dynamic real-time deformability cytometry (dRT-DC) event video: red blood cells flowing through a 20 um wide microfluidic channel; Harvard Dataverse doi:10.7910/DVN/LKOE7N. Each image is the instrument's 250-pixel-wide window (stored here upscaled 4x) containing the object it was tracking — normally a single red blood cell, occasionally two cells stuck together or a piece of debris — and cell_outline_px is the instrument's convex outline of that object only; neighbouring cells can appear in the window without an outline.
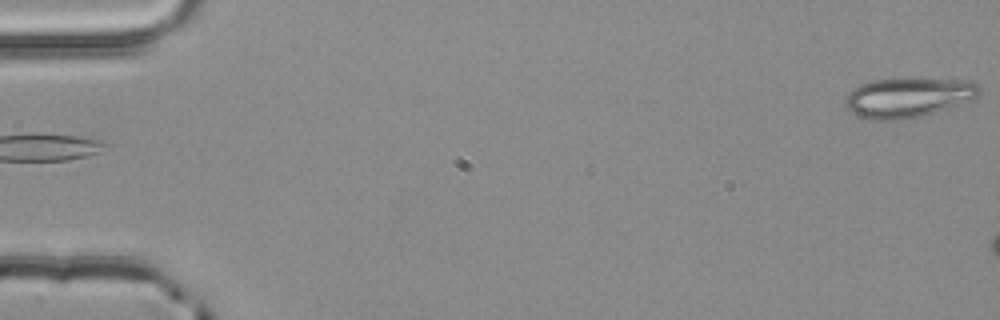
{"species": "common noctule bat (a hibernating species)", "species_latin": "Nyctalus noctula", "temperature_condition": "room temperature", "stored_images_in_passage": 4, "segment_of_instrument_passage": [2, 2], "camera_frame_rate_fps": 3000, "um_per_image_px": 0.085, "animal": {"sex": "male", "body_mass_g": 20.4}, "frame": {"image": 1, "passage_image": 4, "time_ms": 1.0, "image_size_px": [1000, 320], "cell_outline_px": [[980, 96], [976, 100], [920, 116], [900, 120], [876, 120], [856, 116], [844, 104], [848, 92], [860, 84], [872, 80], [960, 80], [976, 84], [980, 88]], "centroid_in_image_um": [77.19, 8.32], "position_along_channel_um": 7.8, "area_um2": 30.58}}